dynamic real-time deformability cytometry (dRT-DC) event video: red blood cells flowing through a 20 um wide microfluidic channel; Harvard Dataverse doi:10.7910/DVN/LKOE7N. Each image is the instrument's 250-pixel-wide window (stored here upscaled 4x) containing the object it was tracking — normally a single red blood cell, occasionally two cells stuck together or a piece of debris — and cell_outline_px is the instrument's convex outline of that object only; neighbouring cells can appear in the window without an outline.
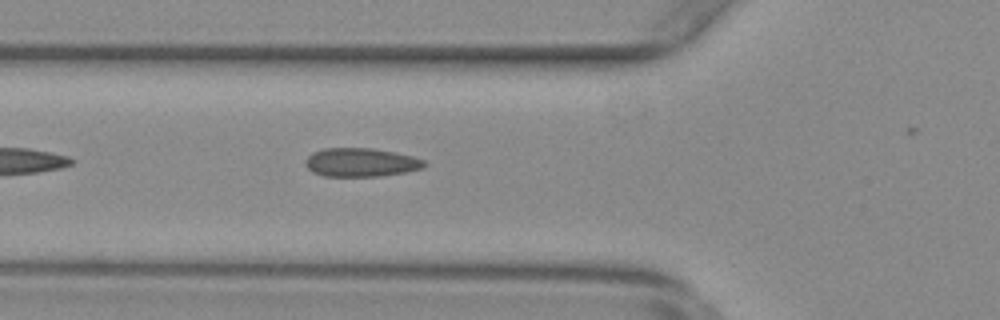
{"species": "common noctule bat (a hibernating species)", "species_latin": "Nyctalus noctula", "temperature_condition": "warm", "stored_images_in_passage": 10, "camera_frame_rate_fps": 3000, "um_per_image_px": 0.085, "animal": {"sex": "female", "body_mass_g": 29.2, "forearm_length_mm": 56.3}, "frame": {"image": 1, "passage_image": 6, "time_ms": 1.667, "image_size_px": [1000, 320], "cell_outline_px": [[428, 164], [424, 168], [404, 172], [380, 176], [324, 176], [312, 172], [304, 164], [304, 160], [312, 152], [324, 148], [372, 148], [412, 156], [424, 160]], "centroid_in_image_um": [30.66, 13.8], "position_along_channel_um": 95.1, "area_um2": 19.88}}
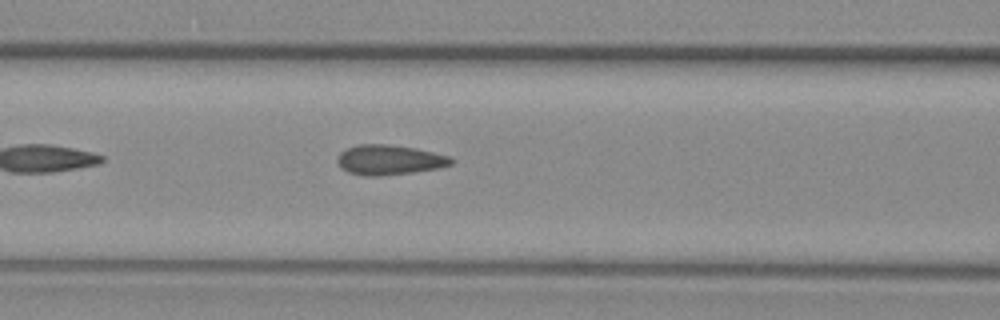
{"frame": {"image": 2, "passage_image": 9, "time_ms": 2.667, "image_size_px": [1000, 320], "cell_outline_px": [[456, 160], [452, 164], [440, 168], [412, 172], [376, 176], [364, 176], [348, 172], [340, 168], [336, 160], [340, 152], [348, 148], [360, 144], [388, 144], [416, 148], [448, 156]], "centroid_in_image_um": [33.08, 13.59], "position_along_channel_um": 133.5, "area_um2": 19.88}}